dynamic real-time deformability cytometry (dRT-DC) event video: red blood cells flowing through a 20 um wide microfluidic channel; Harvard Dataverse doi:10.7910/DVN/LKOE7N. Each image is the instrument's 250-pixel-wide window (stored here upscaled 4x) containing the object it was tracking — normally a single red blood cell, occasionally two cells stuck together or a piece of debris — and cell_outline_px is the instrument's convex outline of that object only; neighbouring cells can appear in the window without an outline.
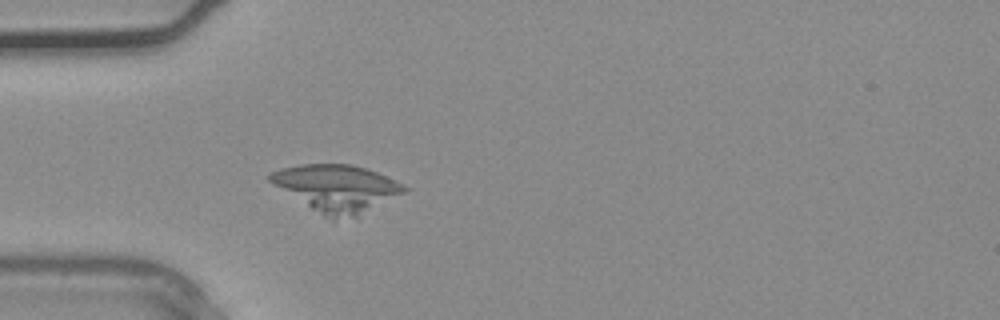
{"species": "common noctule bat (a hibernating species)", "species_latin": "Nyctalus noctula", "temperature_condition": "warm", "stored_images_in_passage": 36, "camera_frame_rate_fps": 3000, "um_per_image_px": 0.085, "animal": {"sex": "male", "body_mass_g": 20.4}, "frame": {"image": 1, "passage_image": 11, "time_ms": 3.333, "image_size_px": [1000, 320], "cell_outline_px": [[412, 188], [356, 216], [324, 216], [268, 180], [264, 176], [280, 168], [300, 164], [352, 164], [376, 172], [396, 180]], "centroid_in_image_um": [28.63, 15.94], "position_along_channel_um": 56.4, "area_um2": 35.6}}